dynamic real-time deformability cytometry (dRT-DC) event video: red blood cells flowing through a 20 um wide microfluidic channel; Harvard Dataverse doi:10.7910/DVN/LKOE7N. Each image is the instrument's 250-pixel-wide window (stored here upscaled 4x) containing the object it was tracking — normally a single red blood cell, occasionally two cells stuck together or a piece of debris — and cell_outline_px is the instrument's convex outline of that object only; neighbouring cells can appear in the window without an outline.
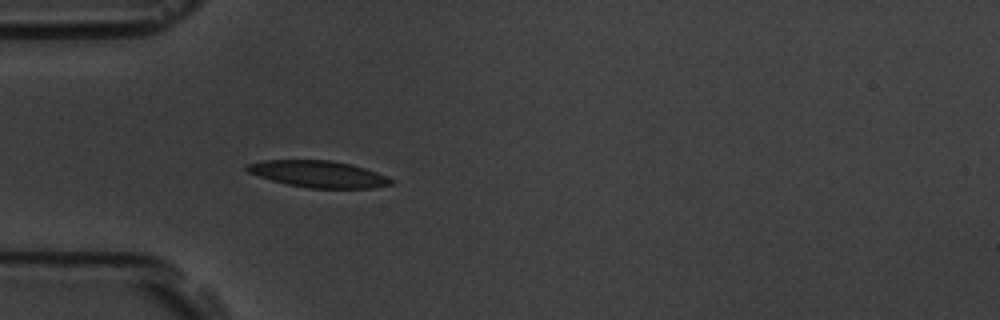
{"species": "common noctule bat (a hibernating species)", "species_latin": "Nyctalus noctula", "temperature_condition": "room temperature", "stored_images_in_passage": 4, "camera_frame_rate_fps": 3000, "um_per_image_px": 0.085, "animal": {"sex": "male", "body_mass_g": 19.5, "forearm_length_mm": 54.6}, "frame": {"image": 1, "passage_image": 4, "time_ms": 3.667, "image_size_px": [1000, 320], "cell_outline_px": [[396, 180], [392, 184], [372, 188], [308, 188], [288, 184], [272, 180], [248, 172], [244, 168], [244, 164], [264, 160], [328, 160], [352, 164], [376, 172]], "centroid_in_image_um": [27.06, 14.79], "position_along_channel_um": 57.9, "area_um2": 22.37}}